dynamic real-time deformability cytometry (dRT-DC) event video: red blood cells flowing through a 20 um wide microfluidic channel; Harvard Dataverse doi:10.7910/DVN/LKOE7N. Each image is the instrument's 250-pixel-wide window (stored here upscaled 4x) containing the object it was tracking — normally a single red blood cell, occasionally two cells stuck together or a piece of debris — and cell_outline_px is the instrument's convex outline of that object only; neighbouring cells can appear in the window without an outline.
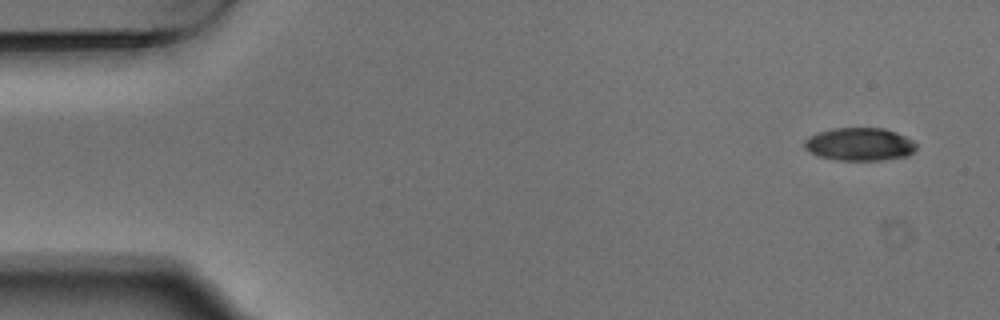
{"species": "Egyptian fruit bat (a non-hibernating species)", "species_latin": "Rousettus aegyptiacus", "temperature_condition": "warm", "stored_images_in_passage": 9, "camera_frame_rate_fps": 3000, "um_per_image_px": 0.085, "animal": {"sex": "male"}, "frame": {"image": 1, "passage_image": 1, "time_ms": 0.0, "image_size_px": [1000, 320], "cell_outline_px": [[916, 148], [908, 156], [880, 160], [840, 160], [820, 156], [804, 148], [804, 140], [808, 136], [832, 128], [884, 128], [896, 132], [912, 140], [916, 144]], "centroid_in_image_um": [73.07, 12.25], "position_along_channel_um": 11.9, "area_um2": 21.33}}
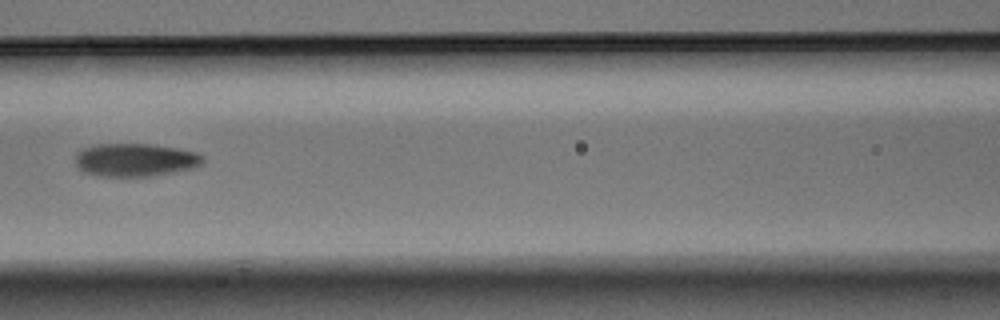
{"frame": {"image": 2, "passage_image": 7, "time_ms": 2.0, "image_size_px": [1000, 320], "cell_outline_px": [[204, 164], [192, 168], [152, 176], [96, 176], [84, 172], [76, 164], [76, 156], [84, 148], [96, 144], [152, 144], [176, 148], [196, 152], [204, 156]], "centroid_in_image_um": [11.53, 13.59], "position_along_channel_um": 155.1, "area_um2": 24.51}}
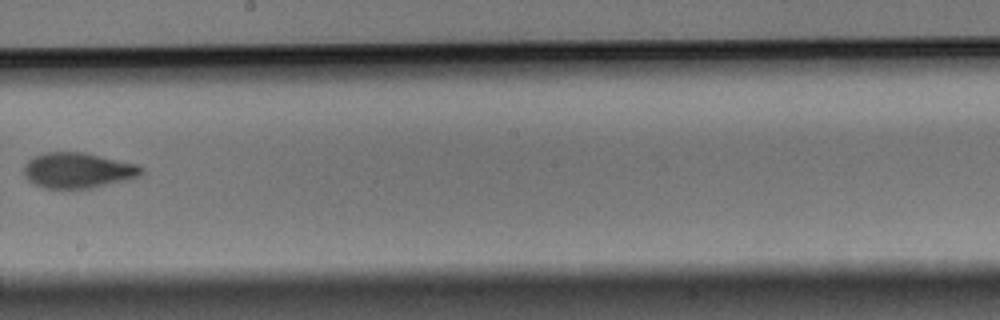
{"frame": {"image": 3, "passage_image": 9, "time_ms": 2.667, "image_size_px": [1000, 320], "cell_outline_px": [[144, 172], [140, 176], [92, 188], [44, 188], [32, 184], [24, 176], [24, 164], [28, 160], [44, 152], [84, 152], [136, 164], [144, 168]], "centroid_in_image_um": [6.6, 14.48], "position_along_channel_um": 241.6, "area_um2": 24.28}}